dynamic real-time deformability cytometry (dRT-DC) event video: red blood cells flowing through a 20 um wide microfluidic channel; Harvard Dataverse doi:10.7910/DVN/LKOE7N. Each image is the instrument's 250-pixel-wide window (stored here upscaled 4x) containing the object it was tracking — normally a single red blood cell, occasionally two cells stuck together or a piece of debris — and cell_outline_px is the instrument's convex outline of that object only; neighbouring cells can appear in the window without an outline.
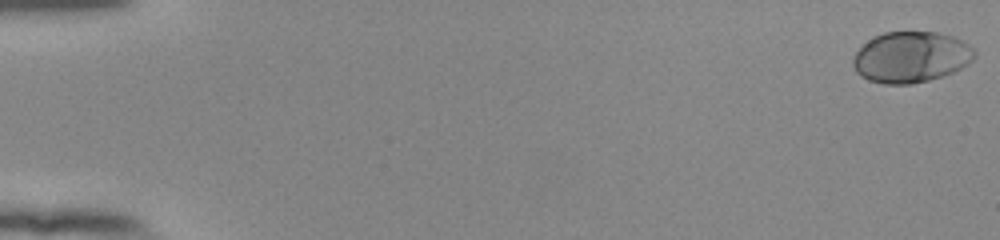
{"species": "human", "species_latin": "Homo sapiens", "temperature_condition": "room temperature", "stored_images_in_passage": 54, "camera_frame_rate_fps": 3000, "um_per_image_px": 0.085, "donor": {"sex": "female"}, "frame": {"image": 1, "passage_image": 1, "time_ms": 0.0, "image_size_px": [1000, 240], "cell_outline_px": [[976, 56], [968, 64], [952, 72], [928, 80], [912, 84], [884, 84], [868, 80], [860, 76], [856, 72], [852, 64], [852, 56], [868, 40], [884, 32], [936, 32], [952, 36], [968, 44], [976, 52]], "centroid_in_image_um": [77.4, 4.86], "position_along_channel_um": 7.6, "area_um2": 36.01}}
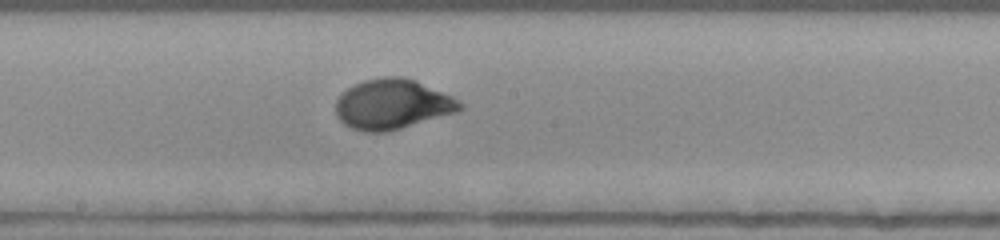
{"frame": {"image": 2, "passage_image": 31, "time_ms": 10.0, "image_size_px": [1000, 240], "cell_outline_px": [[464, 108], [456, 112], [388, 132], [364, 132], [352, 128], [344, 124], [336, 116], [336, 100], [348, 88], [364, 80], [380, 76], [404, 76], [416, 80], [452, 96], [464, 104]], "centroid_in_image_um": [33.36, 8.85], "position_along_channel_um": 214.8, "area_um2": 36.3}}
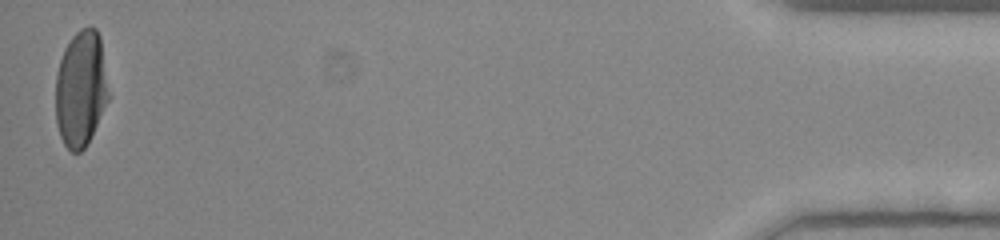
{"frame": {"image": 3, "passage_image": 54, "time_ms": 17.667, "image_size_px": [1000, 240], "cell_outline_px": [[108, 100], [88, 144], [80, 152], [72, 152], [64, 144], [60, 136], [56, 124], [56, 72], [64, 48], [72, 36], [80, 28], [96, 28], [100, 36], [108, 96]], "centroid_in_image_um": [6.85, 7.56], "position_along_channel_um": 428.4, "area_um2": 35.6}, "authors_computed_cell_mechanics": {"area_um2": 35.3158, "velocity_mm_per_s": 3.8827, "shape_relaxation_time_tau1_ms": 3.4296, "shape_relaxation_time_tau2_ms": null, "deformation_change_tau1": 0.1683, "deformation_change_tau2": null}}